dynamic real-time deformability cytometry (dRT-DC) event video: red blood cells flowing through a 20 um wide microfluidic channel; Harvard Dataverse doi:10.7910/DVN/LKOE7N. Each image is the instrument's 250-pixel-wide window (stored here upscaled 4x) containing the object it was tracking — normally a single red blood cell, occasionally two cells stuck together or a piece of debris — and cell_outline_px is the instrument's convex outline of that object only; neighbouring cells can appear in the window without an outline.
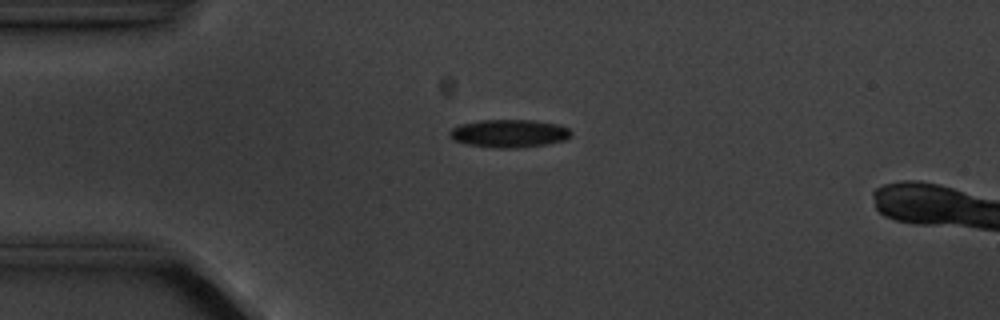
{"species": "common noctule bat (a hibernating species)", "species_latin": "Nyctalus noctula", "temperature_condition": "cold", "stored_images_in_passage": 9, "camera_frame_rate_fps": 3000, "um_per_image_px": 0.085, "animal": {"sex": "male", "body_mass_g": 20.1, "forearm_length_mm": 53.5}, "frame": {"image": 1, "passage_image": 4, "time_ms": 3.667, "image_size_px": [1000, 320], "cell_outline_px": [[572, 136], [564, 140], [548, 144], [516, 148], [500, 148], [468, 144], [452, 140], [448, 136], [448, 132], [452, 128], [460, 124], [480, 120], [536, 120], [560, 124], [568, 128], [572, 132]], "centroid_in_image_um": [43.29, 11.33], "position_along_channel_um": 41.7, "area_um2": 20.0}}
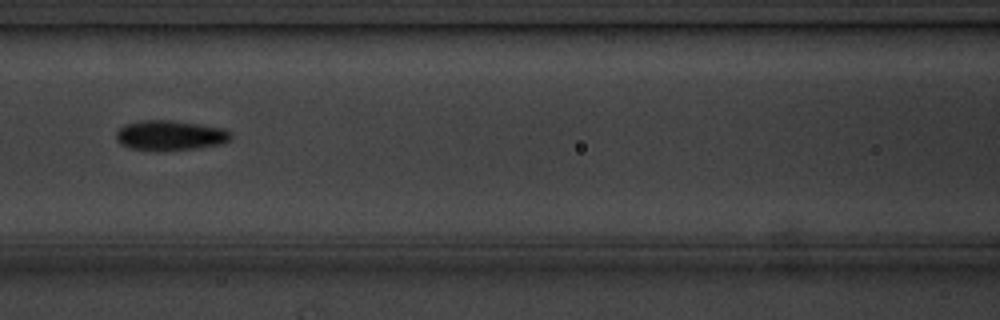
{"frame": {"image": 2, "passage_image": 7, "time_ms": 7.333, "image_size_px": [1000, 320], "cell_outline_px": [[232, 136], [228, 140], [220, 144], [196, 148], [132, 148], [120, 144], [116, 140], [116, 132], [124, 124], [140, 120], [168, 120], [200, 124], [224, 128], [232, 132]], "centroid_in_image_um": [14.47, 11.46], "position_along_channel_um": 152.1, "area_um2": 19.36}}